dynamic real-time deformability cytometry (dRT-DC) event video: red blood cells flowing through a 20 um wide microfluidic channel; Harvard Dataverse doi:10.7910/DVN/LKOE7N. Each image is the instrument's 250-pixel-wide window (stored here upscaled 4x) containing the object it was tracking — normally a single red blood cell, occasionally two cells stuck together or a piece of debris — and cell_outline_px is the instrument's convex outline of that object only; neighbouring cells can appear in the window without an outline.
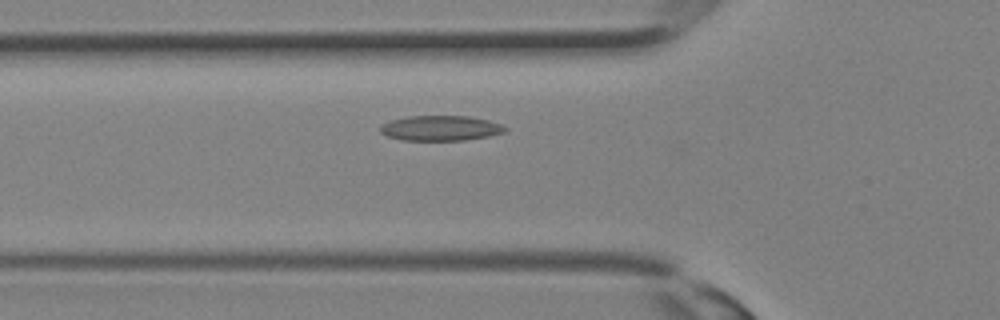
{"species": "Egyptian fruit bat (a non-hibernating species)", "species_latin": "Rousettus aegyptiacus", "temperature_condition": "room temperature", "stored_images_in_passage": 23, "camera_frame_rate_fps": 3000, "um_per_image_px": 0.085, "animal": {"sex": "female"}, "frame": {"image": 1, "passage_image": 2, "time_ms": 0.333, "image_size_px": [1000, 320], "cell_outline_px": [[508, 128], [504, 132], [488, 136], [464, 140], [400, 140], [388, 136], [380, 132], [380, 128], [384, 124], [392, 120], [408, 116], [468, 116], [488, 120], [500, 124]], "centroid_in_image_um": [37.45, 10.89], "position_along_channel_um": 88.3, "area_um2": 18.09}}
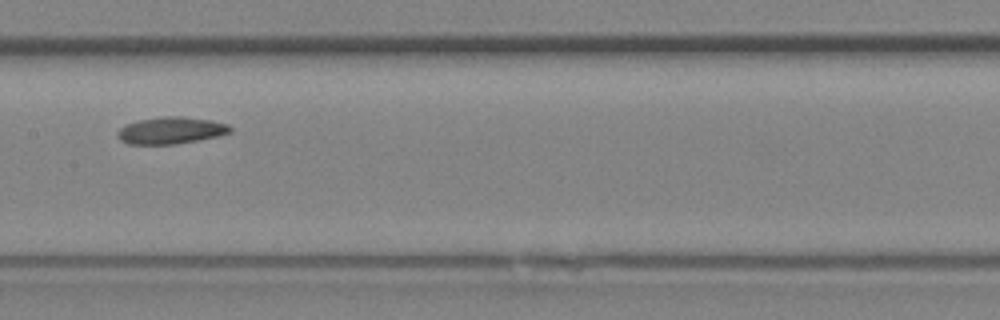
{"frame": {"image": 2, "passage_image": 7, "time_ms": 2.0, "image_size_px": [1000, 320], "cell_outline_px": [[232, 132], [216, 136], [176, 144], [128, 144], [120, 140], [116, 136], [116, 132], [124, 124], [140, 120], [164, 116], [180, 116], [212, 120], [228, 124], [232, 128]], "centroid_in_image_um": [14.5, 11.08], "position_along_channel_um": 192.9, "area_um2": 17.69}}
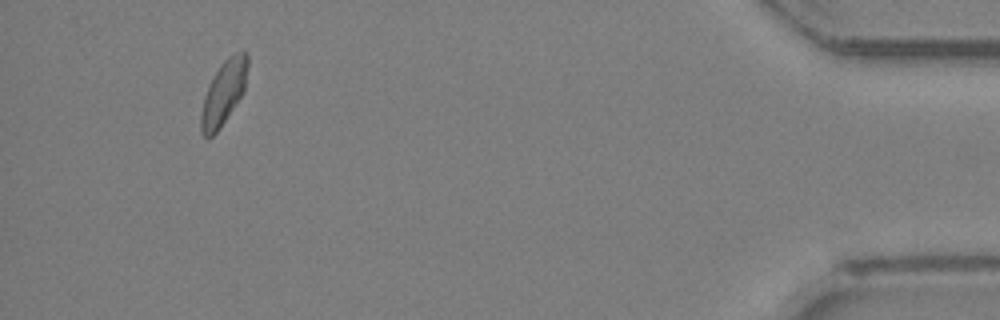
{"frame": {"image": 3, "passage_image": 21, "time_ms": 6.667, "image_size_px": [1000, 320], "cell_outline_px": [[248, 64], [244, 92], [220, 128], [208, 140], [200, 132], [200, 112], [204, 96], [208, 84], [212, 76], [220, 64], [228, 56], [236, 52], [244, 52], [248, 56]], "centroid_in_image_um": [18.98, 7.9], "position_along_channel_um": 416.2, "area_um2": 17.69}}